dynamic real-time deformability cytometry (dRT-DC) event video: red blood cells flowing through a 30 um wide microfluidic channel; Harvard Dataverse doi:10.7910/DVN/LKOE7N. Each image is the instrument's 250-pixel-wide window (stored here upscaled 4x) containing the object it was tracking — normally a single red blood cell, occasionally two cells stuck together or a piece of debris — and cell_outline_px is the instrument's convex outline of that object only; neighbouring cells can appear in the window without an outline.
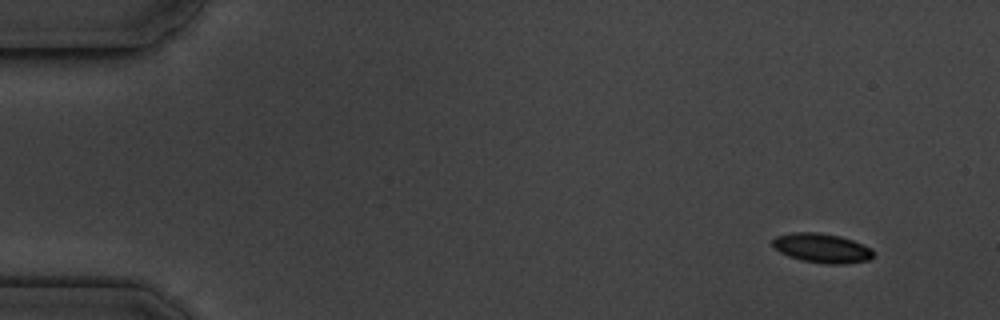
{"species": "common noctule bat (a hibernating species)", "species_latin": "Nyctalus noctula", "temperature_condition": "cold", "stored_images_in_passage": 5, "camera_frame_rate_fps": 3000, "um_per_image_px": 0.085, "animal": {"sex": "male", "body_mass_g": 19.5, "forearm_length_mm": 54.6}, "frame": {"image": 1, "passage_image": 1, "time_ms": 0.0, "image_size_px": [1000, 320], "cell_outline_px": [[872, 256], [868, 260], [844, 264], [824, 264], [800, 260], [788, 256], [780, 252], [772, 244], [772, 240], [776, 236], [792, 232], [820, 232], [840, 236], [852, 240], [872, 248]], "centroid_in_image_um": [69.84, 21.08], "position_along_channel_um": 15.2, "area_um2": 17.28}}